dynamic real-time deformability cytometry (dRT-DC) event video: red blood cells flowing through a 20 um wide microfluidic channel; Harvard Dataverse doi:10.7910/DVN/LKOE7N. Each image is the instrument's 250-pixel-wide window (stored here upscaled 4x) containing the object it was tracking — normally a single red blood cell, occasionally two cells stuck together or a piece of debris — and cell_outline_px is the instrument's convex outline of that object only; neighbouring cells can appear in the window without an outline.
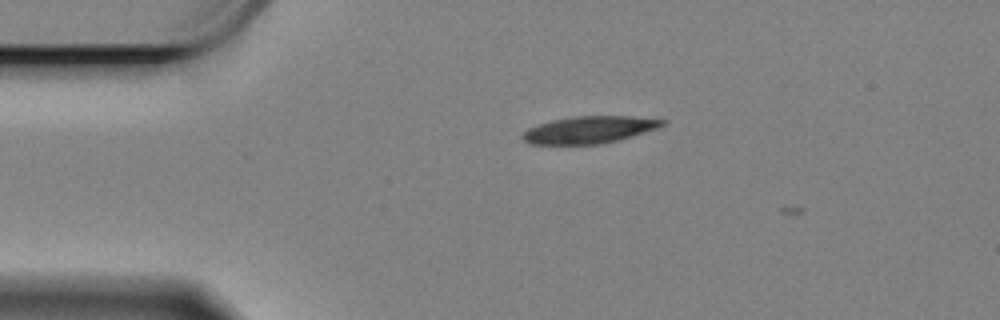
{"species": "Egyptian fruit bat (a non-hibernating species)", "species_latin": "Rousettus aegyptiacus", "temperature_condition": "cold", "stored_images_in_passage": 5, "camera_frame_rate_fps": 3000, "um_per_image_px": 0.085, "animal": {"sex": "female"}, "frame": {"image": 1, "passage_image": 4, "time_ms": 1.0, "image_size_px": [1000, 320], "cell_outline_px": [[668, 120], [664, 124], [656, 128], [632, 136], [600, 144], [532, 144], [524, 140], [520, 136], [528, 128], [552, 120], [576, 116], [632, 116]], "centroid_in_image_um": [50.08, 11.02], "position_along_channel_um": 34.9, "area_um2": 21.79}}